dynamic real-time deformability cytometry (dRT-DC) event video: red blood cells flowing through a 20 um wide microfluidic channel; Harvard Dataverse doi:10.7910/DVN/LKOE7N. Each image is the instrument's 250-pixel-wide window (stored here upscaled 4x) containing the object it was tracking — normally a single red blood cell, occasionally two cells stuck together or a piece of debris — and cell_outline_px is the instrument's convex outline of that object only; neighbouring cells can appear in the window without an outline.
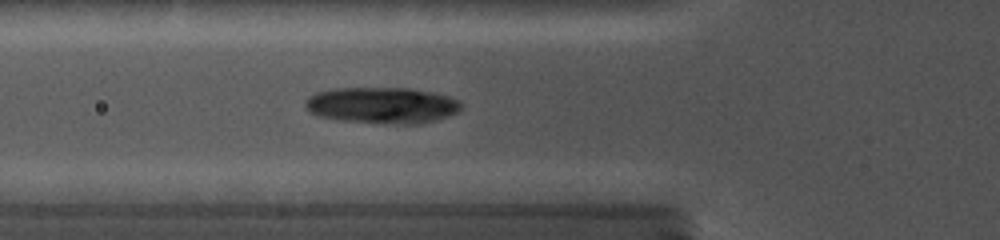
{"species": "common noctule bat (a hibernating species)", "species_latin": "Nyctalus noctula", "temperature_condition": "cold", "stored_images_in_passage": 9, "camera_frame_rate_fps": 5000, "um_per_image_px": 0.085, "animal": {"sex": "female", "body_mass_g": 19.0, "forearm_length_mm": 56.7}, "frame": {"image": 1, "passage_image": 9, "time_ms": 5.6, "image_size_px": [1000, 240], "cell_outline_px": [[460, 108], [456, 112], [448, 116], [436, 120], [420, 124], [396, 124], [336, 120], [320, 116], [308, 112], [304, 104], [312, 96], [320, 92], [336, 88], [408, 88], [448, 96], [456, 100], [460, 104]], "centroid_in_image_um": [32.46, 8.97], "position_along_channel_um": 93.3, "area_um2": 32.54}}